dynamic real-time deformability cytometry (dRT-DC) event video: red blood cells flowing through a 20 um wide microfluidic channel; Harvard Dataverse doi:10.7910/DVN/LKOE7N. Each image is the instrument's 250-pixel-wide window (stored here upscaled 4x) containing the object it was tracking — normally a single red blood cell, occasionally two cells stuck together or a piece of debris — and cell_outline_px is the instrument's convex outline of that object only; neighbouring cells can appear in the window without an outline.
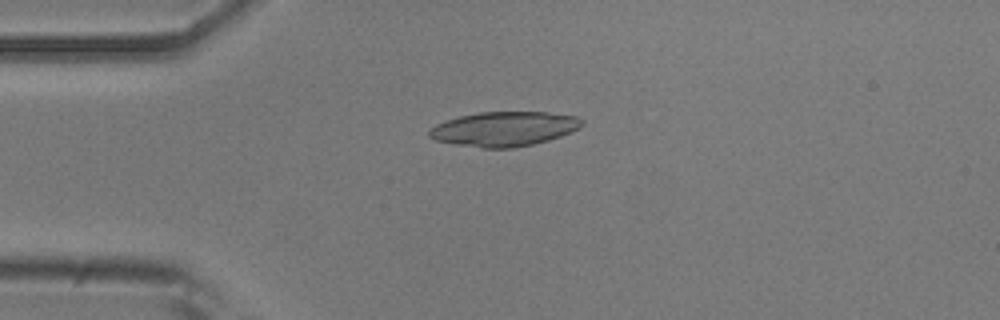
{"species": "common noctule bat (a hibernating species)", "species_latin": "Nyctalus noctula", "temperature_condition": "room temperature", "stored_images_in_passage": 28, "camera_frame_rate_fps": 3000, "um_per_image_px": 0.085, "animal": {"sex": "male", "body_mass_g": 20.5, "forearm_length_mm": 52.5}, "frame": {"image": 1, "passage_image": 13, "time_ms": 4.0, "image_size_px": [1000, 320], "cell_outline_px": [[584, 124], [580, 128], [572, 132], [548, 140], [532, 144], [512, 148], [484, 148], [456, 144], [436, 140], [428, 136], [428, 132], [436, 124], [460, 116], [480, 112], [548, 112], [576, 116], [584, 120]], "centroid_in_image_um": [42.9, 10.95], "position_along_channel_um": 42.1, "area_um2": 30.63}}
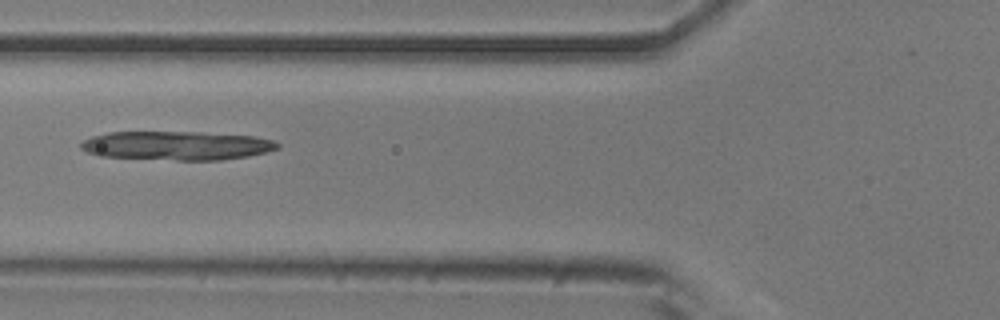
{"frame": {"image": 2, "passage_image": 20, "time_ms": 6.333, "image_size_px": [1000, 320], "cell_outline_px": [[280, 148], [248, 156], [220, 160], [176, 160], [100, 156], [88, 152], [80, 148], [80, 144], [84, 140], [92, 136], [108, 132], [200, 132], [252, 136], [272, 140], [280, 144]], "centroid_in_image_um": [15.01, 12.37], "position_along_channel_um": 110.8, "area_um2": 32.95}}
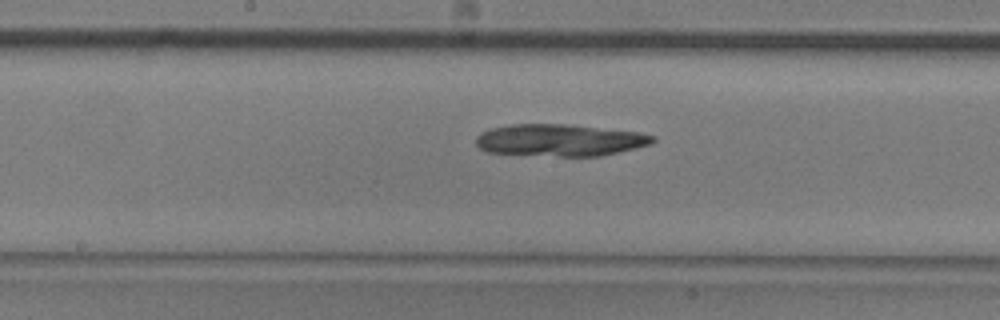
{"frame": {"image": 3, "passage_image": 27, "time_ms": 8.667, "image_size_px": [1000, 320], "cell_outline_px": [[656, 140], [652, 144], [636, 148], [600, 156], [560, 156], [488, 152], [480, 148], [476, 144], [476, 136], [480, 132], [492, 128], [508, 124], [564, 124], [640, 132], [656, 136]], "centroid_in_image_um": [47.61, 11.91], "position_along_channel_um": 200.6, "area_um2": 32.95}}